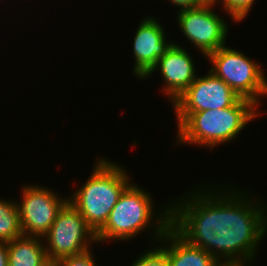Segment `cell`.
<instances>
[{"mask_svg": "<svg viewBox=\"0 0 267 266\" xmlns=\"http://www.w3.org/2000/svg\"><path fill=\"white\" fill-rule=\"evenodd\" d=\"M213 187L202 185L177 202L173 200L170 226L222 266H252L267 233V204L250 198L248 191Z\"/></svg>", "mask_w": 267, "mask_h": 266, "instance_id": "cell-1", "label": "cell"}, {"mask_svg": "<svg viewBox=\"0 0 267 266\" xmlns=\"http://www.w3.org/2000/svg\"><path fill=\"white\" fill-rule=\"evenodd\" d=\"M136 184L131 182L119 196L108 220L96 233L98 244L110 240L129 241L148 228L152 230L151 240L158 242L170 227V203L164 208L161 206L157 213L151 194Z\"/></svg>", "mask_w": 267, "mask_h": 266, "instance_id": "cell-2", "label": "cell"}, {"mask_svg": "<svg viewBox=\"0 0 267 266\" xmlns=\"http://www.w3.org/2000/svg\"><path fill=\"white\" fill-rule=\"evenodd\" d=\"M257 107L252 101L240 98L224 109L192 112L177 126L175 143L210 149L230 143L250 121L262 114Z\"/></svg>", "mask_w": 267, "mask_h": 266, "instance_id": "cell-3", "label": "cell"}, {"mask_svg": "<svg viewBox=\"0 0 267 266\" xmlns=\"http://www.w3.org/2000/svg\"><path fill=\"white\" fill-rule=\"evenodd\" d=\"M94 164L91 176L70 194L68 202L79 211L96 234L104 226L119 196L132 180L128 171L108 158H99Z\"/></svg>", "mask_w": 267, "mask_h": 266, "instance_id": "cell-4", "label": "cell"}, {"mask_svg": "<svg viewBox=\"0 0 267 266\" xmlns=\"http://www.w3.org/2000/svg\"><path fill=\"white\" fill-rule=\"evenodd\" d=\"M206 58L212 63L210 72L222 79L240 98L259 107L261 96H267V77L260 63L226 45Z\"/></svg>", "mask_w": 267, "mask_h": 266, "instance_id": "cell-5", "label": "cell"}, {"mask_svg": "<svg viewBox=\"0 0 267 266\" xmlns=\"http://www.w3.org/2000/svg\"><path fill=\"white\" fill-rule=\"evenodd\" d=\"M43 241L49 260L80 255L91 250L92 244L97 245L95 232L69 202L58 212Z\"/></svg>", "mask_w": 267, "mask_h": 266, "instance_id": "cell-6", "label": "cell"}, {"mask_svg": "<svg viewBox=\"0 0 267 266\" xmlns=\"http://www.w3.org/2000/svg\"><path fill=\"white\" fill-rule=\"evenodd\" d=\"M215 5V0H208L199 7L178 11L176 17L183 37L205 57L226 45L228 23L215 12Z\"/></svg>", "mask_w": 267, "mask_h": 266, "instance_id": "cell-7", "label": "cell"}, {"mask_svg": "<svg viewBox=\"0 0 267 266\" xmlns=\"http://www.w3.org/2000/svg\"><path fill=\"white\" fill-rule=\"evenodd\" d=\"M27 185L21 188L20 202L15 201L21 230L25 236L43 237L49 231L58 212L68 202V197L63 199L51 188L39 184Z\"/></svg>", "mask_w": 267, "mask_h": 266, "instance_id": "cell-8", "label": "cell"}, {"mask_svg": "<svg viewBox=\"0 0 267 266\" xmlns=\"http://www.w3.org/2000/svg\"><path fill=\"white\" fill-rule=\"evenodd\" d=\"M240 97L212 72L197 76L193 83L173 102L177 126L192 112L224 109Z\"/></svg>", "mask_w": 267, "mask_h": 266, "instance_id": "cell-9", "label": "cell"}, {"mask_svg": "<svg viewBox=\"0 0 267 266\" xmlns=\"http://www.w3.org/2000/svg\"><path fill=\"white\" fill-rule=\"evenodd\" d=\"M193 57L177 42H173L167 52L158 59L156 64L142 78L147 79L159 70L164 80L161 90L172 103L193 83L199 74H196Z\"/></svg>", "mask_w": 267, "mask_h": 266, "instance_id": "cell-10", "label": "cell"}, {"mask_svg": "<svg viewBox=\"0 0 267 266\" xmlns=\"http://www.w3.org/2000/svg\"><path fill=\"white\" fill-rule=\"evenodd\" d=\"M136 30L132 46L135 58L132 71L137 78L142 79L173 42L166 40L164 25L154 16L142 19Z\"/></svg>", "mask_w": 267, "mask_h": 266, "instance_id": "cell-11", "label": "cell"}, {"mask_svg": "<svg viewBox=\"0 0 267 266\" xmlns=\"http://www.w3.org/2000/svg\"><path fill=\"white\" fill-rule=\"evenodd\" d=\"M158 242V247L167 254L169 266H222L207 251L189 244L171 226Z\"/></svg>", "mask_w": 267, "mask_h": 266, "instance_id": "cell-12", "label": "cell"}, {"mask_svg": "<svg viewBox=\"0 0 267 266\" xmlns=\"http://www.w3.org/2000/svg\"><path fill=\"white\" fill-rule=\"evenodd\" d=\"M7 245L8 266H41L48 260L43 237L22 235Z\"/></svg>", "mask_w": 267, "mask_h": 266, "instance_id": "cell-13", "label": "cell"}, {"mask_svg": "<svg viewBox=\"0 0 267 266\" xmlns=\"http://www.w3.org/2000/svg\"><path fill=\"white\" fill-rule=\"evenodd\" d=\"M22 235L16 202L0 198V242L8 243Z\"/></svg>", "mask_w": 267, "mask_h": 266, "instance_id": "cell-14", "label": "cell"}, {"mask_svg": "<svg viewBox=\"0 0 267 266\" xmlns=\"http://www.w3.org/2000/svg\"><path fill=\"white\" fill-rule=\"evenodd\" d=\"M255 1L256 0H215L216 4H222V8L225 10L224 12L227 11L226 14H229L230 18L234 20L233 22H238V24L241 20L243 21L246 19Z\"/></svg>", "mask_w": 267, "mask_h": 266, "instance_id": "cell-15", "label": "cell"}, {"mask_svg": "<svg viewBox=\"0 0 267 266\" xmlns=\"http://www.w3.org/2000/svg\"><path fill=\"white\" fill-rule=\"evenodd\" d=\"M154 248L144 252L131 266H169L167 254L159 247L158 244Z\"/></svg>", "mask_w": 267, "mask_h": 266, "instance_id": "cell-16", "label": "cell"}, {"mask_svg": "<svg viewBox=\"0 0 267 266\" xmlns=\"http://www.w3.org/2000/svg\"><path fill=\"white\" fill-rule=\"evenodd\" d=\"M92 249L76 256L65 257L58 260L59 266H97L95 255Z\"/></svg>", "mask_w": 267, "mask_h": 266, "instance_id": "cell-17", "label": "cell"}, {"mask_svg": "<svg viewBox=\"0 0 267 266\" xmlns=\"http://www.w3.org/2000/svg\"><path fill=\"white\" fill-rule=\"evenodd\" d=\"M173 3L174 7H179L178 11L183 9L196 8L203 5L208 0H168Z\"/></svg>", "mask_w": 267, "mask_h": 266, "instance_id": "cell-18", "label": "cell"}, {"mask_svg": "<svg viewBox=\"0 0 267 266\" xmlns=\"http://www.w3.org/2000/svg\"><path fill=\"white\" fill-rule=\"evenodd\" d=\"M8 245L0 242V266H8Z\"/></svg>", "mask_w": 267, "mask_h": 266, "instance_id": "cell-19", "label": "cell"}, {"mask_svg": "<svg viewBox=\"0 0 267 266\" xmlns=\"http://www.w3.org/2000/svg\"><path fill=\"white\" fill-rule=\"evenodd\" d=\"M41 266H59L58 260H47L43 265Z\"/></svg>", "mask_w": 267, "mask_h": 266, "instance_id": "cell-20", "label": "cell"}]
</instances>
